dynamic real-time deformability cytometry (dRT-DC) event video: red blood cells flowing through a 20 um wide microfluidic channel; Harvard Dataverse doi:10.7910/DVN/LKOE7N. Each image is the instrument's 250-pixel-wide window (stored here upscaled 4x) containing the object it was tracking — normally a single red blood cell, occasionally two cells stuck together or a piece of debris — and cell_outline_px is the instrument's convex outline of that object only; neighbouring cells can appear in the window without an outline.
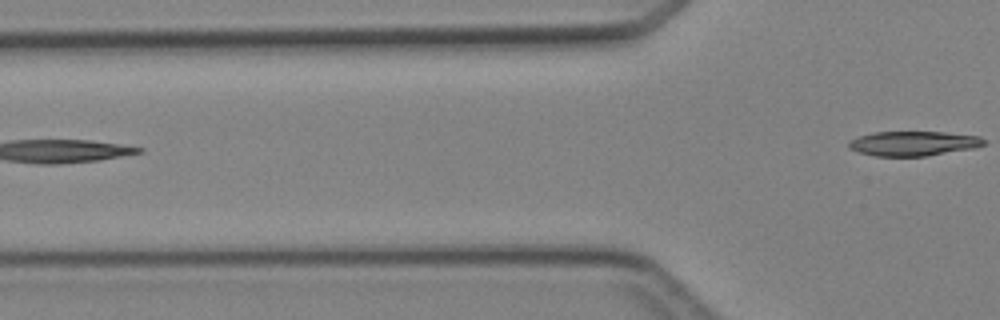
{"species": "Egyptian fruit bat (a non-hibernating species)", "species_latin": "Rousettus aegyptiacus", "temperature_condition": "cold", "stored_images_in_passage": 3, "camera_frame_rate_fps": 3000, "um_per_image_px": 0.085, "animal": {"sex": "female"}, "frame": {"image": 1, "passage_image": 3, "time_ms": 2.667, "image_size_px": [1000, 320], "cell_outline_px": [[984, 144], [972, 148], [924, 156], [876, 156], [860, 152], [848, 148], [848, 144], [856, 136], [872, 132], [944, 132], [980, 136], [984, 140]], "centroid_in_image_um": [77.59, 12.18], "position_along_channel_um": 48.2, "area_um2": 19.19}}